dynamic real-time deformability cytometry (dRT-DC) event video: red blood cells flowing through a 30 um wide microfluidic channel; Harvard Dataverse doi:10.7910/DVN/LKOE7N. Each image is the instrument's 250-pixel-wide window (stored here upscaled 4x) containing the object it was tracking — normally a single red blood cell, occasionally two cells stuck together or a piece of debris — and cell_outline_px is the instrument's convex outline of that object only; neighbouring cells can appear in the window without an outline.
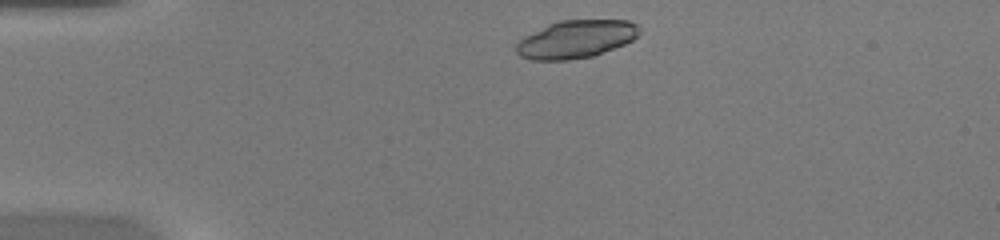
{"species": "common noctule bat (a hibernating species)", "species_latin": "Nyctalus noctula", "temperature_condition": "warm", "stored_images_in_passage": 20, "camera_frame_rate_fps": 3000, "um_per_image_px": 0.085, "animal": {"sex": "female", "body_mass_g": 20.0, "forearm_length_mm": 54.0}, "frame": {"image": 1, "passage_image": 2, "time_ms": 0.333, "image_size_px": [1000, 240], "cell_outline_px": [[640, 32], [632, 40], [624, 44], [592, 56], [568, 60], [532, 60], [520, 56], [516, 52], [516, 44], [524, 36], [548, 24], [560, 20], [628, 20], [636, 24], [640, 28]], "centroid_in_image_um": [48.94, 3.33], "position_along_channel_um": 36.1, "area_um2": 27.05}}
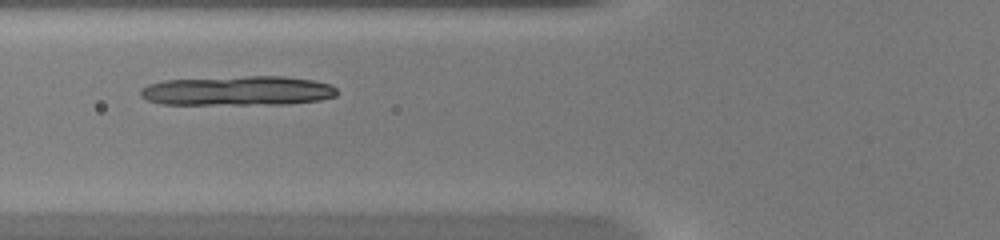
{"frame": {"image": 2, "passage_image": 11, "time_ms": 3.333, "image_size_px": [1000, 240], "cell_outline_px": [[336, 96], [320, 100], [288, 104], [160, 104], [148, 100], [140, 96], [140, 88], [148, 84], [164, 80], [248, 76], [284, 76], [312, 80], [328, 84], [336, 88]], "centroid_in_image_um": [20.18, 7.72], "position_along_channel_um": 105.6, "area_um2": 33.81}}
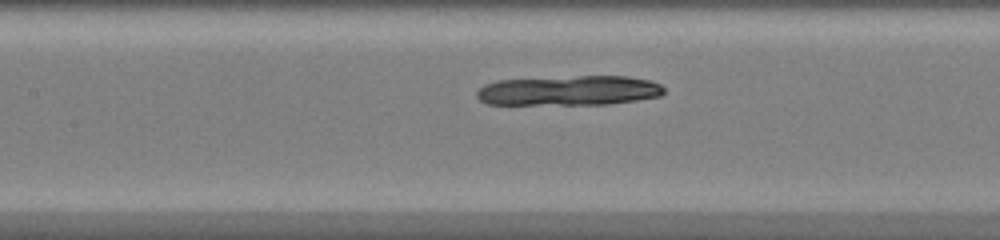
{"frame": {"image": 3, "passage_image": 15, "time_ms": 4.667, "image_size_px": [1000, 240], "cell_outline_px": [[664, 92], [660, 96], [636, 100], [608, 104], [488, 104], [480, 100], [476, 96], [476, 92], [484, 84], [496, 80], [580, 76], [628, 76], [648, 80], [660, 84], [664, 88]], "centroid_in_image_um": [48.35, 7.69], "position_along_channel_um": 159.0, "area_um2": 32.48}}